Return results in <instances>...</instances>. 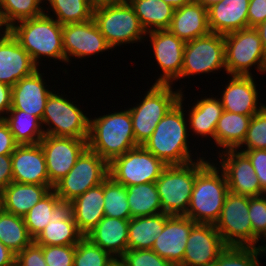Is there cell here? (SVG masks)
Wrapping results in <instances>:
<instances>
[{
    "mask_svg": "<svg viewBox=\"0 0 266 266\" xmlns=\"http://www.w3.org/2000/svg\"><path fill=\"white\" fill-rule=\"evenodd\" d=\"M184 91L179 100L169 109L158 122L150 138L142 145L147 151L153 153L166 165H184L203 158L198 154L192 159L188 141L190 134L187 114L183 103L186 99ZM186 116V117H185Z\"/></svg>",
    "mask_w": 266,
    "mask_h": 266,
    "instance_id": "6da1fadb",
    "label": "cell"
},
{
    "mask_svg": "<svg viewBox=\"0 0 266 266\" xmlns=\"http://www.w3.org/2000/svg\"><path fill=\"white\" fill-rule=\"evenodd\" d=\"M206 158L196 160V178L185 216L195 223L215 225L229 189L224 171Z\"/></svg>",
    "mask_w": 266,
    "mask_h": 266,
    "instance_id": "7a4b0ae2",
    "label": "cell"
},
{
    "mask_svg": "<svg viewBox=\"0 0 266 266\" xmlns=\"http://www.w3.org/2000/svg\"><path fill=\"white\" fill-rule=\"evenodd\" d=\"M90 118L88 149L97 153L108 164L116 157L138 147L134 138L132 119L128 108L120 112Z\"/></svg>",
    "mask_w": 266,
    "mask_h": 266,
    "instance_id": "3957f363",
    "label": "cell"
},
{
    "mask_svg": "<svg viewBox=\"0 0 266 266\" xmlns=\"http://www.w3.org/2000/svg\"><path fill=\"white\" fill-rule=\"evenodd\" d=\"M12 35L30 55L35 65L40 68L43 58L59 60L65 64L62 25L52 16L43 13L26 19L12 26Z\"/></svg>",
    "mask_w": 266,
    "mask_h": 266,
    "instance_id": "277c9868",
    "label": "cell"
},
{
    "mask_svg": "<svg viewBox=\"0 0 266 266\" xmlns=\"http://www.w3.org/2000/svg\"><path fill=\"white\" fill-rule=\"evenodd\" d=\"M93 20L112 49L146 39L147 33L128 1L95 7Z\"/></svg>",
    "mask_w": 266,
    "mask_h": 266,
    "instance_id": "5b68a950",
    "label": "cell"
},
{
    "mask_svg": "<svg viewBox=\"0 0 266 266\" xmlns=\"http://www.w3.org/2000/svg\"><path fill=\"white\" fill-rule=\"evenodd\" d=\"M182 88L174 91L172 84H154L146 91L142 101L129 107L134 138L142 146L154 132L158 122L179 100Z\"/></svg>",
    "mask_w": 266,
    "mask_h": 266,
    "instance_id": "8992f818",
    "label": "cell"
},
{
    "mask_svg": "<svg viewBox=\"0 0 266 266\" xmlns=\"http://www.w3.org/2000/svg\"><path fill=\"white\" fill-rule=\"evenodd\" d=\"M224 43L226 75L251 76L253 66L265 74L266 51L254 27L224 35Z\"/></svg>",
    "mask_w": 266,
    "mask_h": 266,
    "instance_id": "52a82bcc",
    "label": "cell"
},
{
    "mask_svg": "<svg viewBox=\"0 0 266 266\" xmlns=\"http://www.w3.org/2000/svg\"><path fill=\"white\" fill-rule=\"evenodd\" d=\"M69 100L63 94H56L54 90L49 95L41 119L44 134L88 139L90 117L84 114L80 106Z\"/></svg>",
    "mask_w": 266,
    "mask_h": 266,
    "instance_id": "ba28073f",
    "label": "cell"
},
{
    "mask_svg": "<svg viewBox=\"0 0 266 266\" xmlns=\"http://www.w3.org/2000/svg\"><path fill=\"white\" fill-rule=\"evenodd\" d=\"M196 178V160L184 165H167L155 181L162 213L185 216Z\"/></svg>",
    "mask_w": 266,
    "mask_h": 266,
    "instance_id": "9c48e42d",
    "label": "cell"
},
{
    "mask_svg": "<svg viewBox=\"0 0 266 266\" xmlns=\"http://www.w3.org/2000/svg\"><path fill=\"white\" fill-rule=\"evenodd\" d=\"M215 228L227 246L259 248L249 218V196L228 192Z\"/></svg>",
    "mask_w": 266,
    "mask_h": 266,
    "instance_id": "30bf717a",
    "label": "cell"
},
{
    "mask_svg": "<svg viewBox=\"0 0 266 266\" xmlns=\"http://www.w3.org/2000/svg\"><path fill=\"white\" fill-rule=\"evenodd\" d=\"M167 165L143 146L135 147L108 164L109 176L117 183L133 186L155 182Z\"/></svg>",
    "mask_w": 266,
    "mask_h": 266,
    "instance_id": "8fae6325",
    "label": "cell"
},
{
    "mask_svg": "<svg viewBox=\"0 0 266 266\" xmlns=\"http://www.w3.org/2000/svg\"><path fill=\"white\" fill-rule=\"evenodd\" d=\"M108 176V163L87 148L67 175L53 186V190L61 200L72 201L101 184Z\"/></svg>",
    "mask_w": 266,
    "mask_h": 266,
    "instance_id": "7c38bea8",
    "label": "cell"
},
{
    "mask_svg": "<svg viewBox=\"0 0 266 266\" xmlns=\"http://www.w3.org/2000/svg\"><path fill=\"white\" fill-rule=\"evenodd\" d=\"M225 66L224 35H208L185 42L180 79L221 71Z\"/></svg>",
    "mask_w": 266,
    "mask_h": 266,
    "instance_id": "4fadbf2b",
    "label": "cell"
},
{
    "mask_svg": "<svg viewBox=\"0 0 266 266\" xmlns=\"http://www.w3.org/2000/svg\"><path fill=\"white\" fill-rule=\"evenodd\" d=\"M45 155L50 186L60 181L88 148L87 139L45 135L39 143Z\"/></svg>",
    "mask_w": 266,
    "mask_h": 266,
    "instance_id": "5bb4252c",
    "label": "cell"
},
{
    "mask_svg": "<svg viewBox=\"0 0 266 266\" xmlns=\"http://www.w3.org/2000/svg\"><path fill=\"white\" fill-rule=\"evenodd\" d=\"M149 35V36H148ZM153 55L162 73L154 84H172L180 79L185 42L168 29L147 32Z\"/></svg>",
    "mask_w": 266,
    "mask_h": 266,
    "instance_id": "9a60e30c",
    "label": "cell"
},
{
    "mask_svg": "<svg viewBox=\"0 0 266 266\" xmlns=\"http://www.w3.org/2000/svg\"><path fill=\"white\" fill-rule=\"evenodd\" d=\"M62 36L67 65L71 57L85 59L112 50L93 19L62 25Z\"/></svg>",
    "mask_w": 266,
    "mask_h": 266,
    "instance_id": "2e32d148",
    "label": "cell"
},
{
    "mask_svg": "<svg viewBox=\"0 0 266 266\" xmlns=\"http://www.w3.org/2000/svg\"><path fill=\"white\" fill-rule=\"evenodd\" d=\"M219 166L225 173L229 192L249 197L266 194L259 184L258 177L249 158L237 149L217 152Z\"/></svg>",
    "mask_w": 266,
    "mask_h": 266,
    "instance_id": "e0dca14e",
    "label": "cell"
},
{
    "mask_svg": "<svg viewBox=\"0 0 266 266\" xmlns=\"http://www.w3.org/2000/svg\"><path fill=\"white\" fill-rule=\"evenodd\" d=\"M227 248L213 224L196 223L187 240L183 261L179 266H204L217 261Z\"/></svg>",
    "mask_w": 266,
    "mask_h": 266,
    "instance_id": "ac0fdd59",
    "label": "cell"
},
{
    "mask_svg": "<svg viewBox=\"0 0 266 266\" xmlns=\"http://www.w3.org/2000/svg\"><path fill=\"white\" fill-rule=\"evenodd\" d=\"M195 224L187 216L171 215L154 241L152 250L173 266H179L183 261L189 233Z\"/></svg>",
    "mask_w": 266,
    "mask_h": 266,
    "instance_id": "d6986e66",
    "label": "cell"
},
{
    "mask_svg": "<svg viewBox=\"0 0 266 266\" xmlns=\"http://www.w3.org/2000/svg\"><path fill=\"white\" fill-rule=\"evenodd\" d=\"M225 84L222 95L219 97L224 111L253 116L260 112L266 105L259 102V90L253 75H230ZM259 106H258V105Z\"/></svg>",
    "mask_w": 266,
    "mask_h": 266,
    "instance_id": "ffe728a7",
    "label": "cell"
},
{
    "mask_svg": "<svg viewBox=\"0 0 266 266\" xmlns=\"http://www.w3.org/2000/svg\"><path fill=\"white\" fill-rule=\"evenodd\" d=\"M38 68L31 75L22 78L12 87L11 109L22 110L42 119L49 95V85L43 79L45 73Z\"/></svg>",
    "mask_w": 266,
    "mask_h": 266,
    "instance_id": "44dd1931",
    "label": "cell"
},
{
    "mask_svg": "<svg viewBox=\"0 0 266 266\" xmlns=\"http://www.w3.org/2000/svg\"><path fill=\"white\" fill-rule=\"evenodd\" d=\"M13 182L50 185L46 160L41 145H18L11 154Z\"/></svg>",
    "mask_w": 266,
    "mask_h": 266,
    "instance_id": "7402d4cb",
    "label": "cell"
},
{
    "mask_svg": "<svg viewBox=\"0 0 266 266\" xmlns=\"http://www.w3.org/2000/svg\"><path fill=\"white\" fill-rule=\"evenodd\" d=\"M84 235L79 231L71 201L60 200L51 213L49 224L34 239L38 245H76Z\"/></svg>",
    "mask_w": 266,
    "mask_h": 266,
    "instance_id": "603a6c76",
    "label": "cell"
},
{
    "mask_svg": "<svg viewBox=\"0 0 266 266\" xmlns=\"http://www.w3.org/2000/svg\"><path fill=\"white\" fill-rule=\"evenodd\" d=\"M38 67L27 51L11 34L0 39V82L13 87L22 78L31 75Z\"/></svg>",
    "mask_w": 266,
    "mask_h": 266,
    "instance_id": "cb8c5ba5",
    "label": "cell"
},
{
    "mask_svg": "<svg viewBox=\"0 0 266 266\" xmlns=\"http://www.w3.org/2000/svg\"><path fill=\"white\" fill-rule=\"evenodd\" d=\"M250 0H225L207 8L210 32L226 35L248 28Z\"/></svg>",
    "mask_w": 266,
    "mask_h": 266,
    "instance_id": "d4e9b609",
    "label": "cell"
},
{
    "mask_svg": "<svg viewBox=\"0 0 266 266\" xmlns=\"http://www.w3.org/2000/svg\"><path fill=\"white\" fill-rule=\"evenodd\" d=\"M129 221L104 216L85 237L113 258H121L128 250Z\"/></svg>",
    "mask_w": 266,
    "mask_h": 266,
    "instance_id": "484cf974",
    "label": "cell"
},
{
    "mask_svg": "<svg viewBox=\"0 0 266 266\" xmlns=\"http://www.w3.org/2000/svg\"><path fill=\"white\" fill-rule=\"evenodd\" d=\"M168 30L184 42L208 35L207 8L192 1L175 9Z\"/></svg>",
    "mask_w": 266,
    "mask_h": 266,
    "instance_id": "4316f807",
    "label": "cell"
},
{
    "mask_svg": "<svg viewBox=\"0 0 266 266\" xmlns=\"http://www.w3.org/2000/svg\"><path fill=\"white\" fill-rule=\"evenodd\" d=\"M73 219L86 236L104 217V181L71 201Z\"/></svg>",
    "mask_w": 266,
    "mask_h": 266,
    "instance_id": "83f0119b",
    "label": "cell"
},
{
    "mask_svg": "<svg viewBox=\"0 0 266 266\" xmlns=\"http://www.w3.org/2000/svg\"><path fill=\"white\" fill-rule=\"evenodd\" d=\"M53 188L50 185L11 182L1 192L2 209L24 217Z\"/></svg>",
    "mask_w": 266,
    "mask_h": 266,
    "instance_id": "f1b7e54d",
    "label": "cell"
},
{
    "mask_svg": "<svg viewBox=\"0 0 266 266\" xmlns=\"http://www.w3.org/2000/svg\"><path fill=\"white\" fill-rule=\"evenodd\" d=\"M197 100V101H196ZM188 111V127L189 131L193 132L195 136L202 138H212L215 143V131L219 118L222 115L223 107L219 98L203 97L195 99Z\"/></svg>",
    "mask_w": 266,
    "mask_h": 266,
    "instance_id": "f546056e",
    "label": "cell"
},
{
    "mask_svg": "<svg viewBox=\"0 0 266 266\" xmlns=\"http://www.w3.org/2000/svg\"><path fill=\"white\" fill-rule=\"evenodd\" d=\"M170 216L160 213L131 218L128 229V249H152L154 241L163 231L165 222Z\"/></svg>",
    "mask_w": 266,
    "mask_h": 266,
    "instance_id": "4dcf8cb0",
    "label": "cell"
},
{
    "mask_svg": "<svg viewBox=\"0 0 266 266\" xmlns=\"http://www.w3.org/2000/svg\"><path fill=\"white\" fill-rule=\"evenodd\" d=\"M251 117L223 111L217 122L215 131L217 148L220 147V151L237 149L246 137Z\"/></svg>",
    "mask_w": 266,
    "mask_h": 266,
    "instance_id": "1f68e13d",
    "label": "cell"
},
{
    "mask_svg": "<svg viewBox=\"0 0 266 266\" xmlns=\"http://www.w3.org/2000/svg\"><path fill=\"white\" fill-rule=\"evenodd\" d=\"M147 32L168 29L175 9L163 0H127Z\"/></svg>",
    "mask_w": 266,
    "mask_h": 266,
    "instance_id": "d6a6232c",
    "label": "cell"
},
{
    "mask_svg": "<svg viewBox=\"0 0 266 266\" xmlns=\"http://www.w3.org/2000/svg\"><path fill=\"white\" fill-rule=\"evenodd\" d=\"M3 120L19 144H38L45 136L42 121L22 110H9Z\"/></svg>",
    "mask_w": 266,
    "mask_h": 266,
    "instance_id": "836d02e7",
    "label": "cell"
},
{
    "mask_svg": "<svg viewBox=\"0 0 266 266\" xmlns=\"http://www.w3.org/2000/svg\"><path fill=\"white\" fill-rule=\"evenodd\" d=\"M131 218L162 213L155 182L126 186Z\"/></svg>",
    "mask_w": 266,
    "mask_h": 266,
    "instance_id": "e575fe53",
    "label": "cell"
},
{
    "mask_svg": "<svg viewBox=\"0 0 266 266\" xmlns=\"http://www.w3.org/2000/svg\"><path fill=\"white\" fill-rule=\"evenodd\" d=\"M33 241L23 217L0 210V242L17 255Z\"/></svg>",
    "mask_w": 266,
    "mask_h": 266,
    "instance_id": "d590c367",
    "label": "cell"
},
{
    "mask_svg": "<svg viewBox=\"0 0 266 266\" xmlns=\"http://www.w3.org/2000/svg\"><path fill=\"white\" fill-rule=\"evenodd\" d=\"M44 2V5L47 3L50 6L44 7L47 8L44 13L52 16L61 25L82 23L93 19L94 7L89 0H44Z\"/></svg>",
    "mask_w": 266,
    "mask_h": 266,
    "instance_id": "8d00e7d4",
    "label": "cell"
},
{
    "mask_svg": "<svg viewBox=\"0 0 266 266\" xmlns=\"http://www.w3.org/2000/svg\"><path fill=\"white\" fill-rule=\"evenodd\" d=\"M104 216L118 219H131L127 199V189L110 176L104 180Z\"/></svg>",
    "mask_w": 266,
    "mask_h": 266,
    "instance_id": "74e56055",
    "label": "cell"
},
{
    "mask_svg": "<svg viewBox=\"0 0 266 266\" xmlns=\"http://www.w3.org/2000/svg\"><path fill=\"white\" fill-rule=\"evenodd\" d=\"M60 200L61 199L52 189L23 217L28 233L33 239H35L49 224V221L51 220V213L54 211L55 205Z\"/></svg>",
    "mask_w": 266,
    "mask_h": 266,
    "instance_id": "f35d334b",
    "label": "cell"
},
{
    "mask_svg": "<svg viewBox=\"0 0 266 266\" xmlns=\"http://www.w3.org/2000/svg\"><path fill=\"white\" fill-rule=\"evenodd\" d=\"M43 5L44 0H0V7L12 26L19 21L42 15L45 9Z\"/></svg>",
    "mask_w": 266,
    "mask_h": 266,
    "instance_id": "ab89813d",
    "label": "cell"
},
{
    "mask_svg": "<svg viewBox=\"0 0 266 266\" xmlns=\"http://www.w3.org/2000/svg\"><path fill=\"white\" fill-rule=\"evenodd\" d=\"M260 256L266 252L258 247L227 246L216 262L219 266H261Z\"/></svg>",
    "mask_w": 266,
    "mask_h": 266,
    "instance_id": "60d3db41",
    "label": "cell"
},
{
    "mask_svg": "<svg viewBox=\"0 0 266 266\" xmlns=\"http://www.w3.org/2000/svg\"><path fill=\"white\" fill-rule=\"evenodd\" d=\"M114 258L85 236L76 244L73 266H108Z\"/></svg>",
    "mask_w": 266,
    "mask_h": 266,
    "instance_id": "b9f144b4",
    "label": "cell"
},
{
    "mask_svg": "<svg viewBox=\"0 0 266 266\" xmlns=\"http://www.w3.org/2000/svg\"><path fill=\"white\" fill-rule=\"evenodd\" d=\"M257 149L266 150V106L251 117L246 137L237 148L240 152Z\"/></svg>",
    "mask_w": 266,
    "mask_h": 266,
    "instance_id": "7bdbcfd3",
    "label": "cell"
},
{
    "mask_svg": "<svg viewBox=\"0 0 266 266\" xmlns=\"http://www.w3.org/2000/svg\"><path fill=\"white\" fill-rule=\"evenodd\" d=\"M120 259L125 263V266H173L152 249H128Z\"/></svg>",
    "mask_w": 266,
    "mask_h": 266,
    "instance_id": "ee69618b",
    "label": "cell"
},
{
    "mask_svg": "<svg viewBox=\"0 0 266 266\" xmlns=\"http://www.w3.org/2000/svg\"><path fill=\"white\" fill-rule=\"evenodd\" d=\"M249 218L253 234L260 240L266 234V194L249 197Z\"/></svg>",
    "mask_w": 266,
    "mask_h": 266,
    "instance_id": "f6af8a7d",
    "label": "cell"
},
{
    "mask_svg": "<svg viewBox=\"0 0 266 266\" xmlns=\"http://www.w3.org/2000/svg\"><path fill=\"white\" fill-rule=\"evenodd\" d=\"M40 246L47 266H73L76 245Z\"/></svg>",
    "mask_w": 266,
    "mask_h": 266,
    "instance_id": "bcb514c9",
    "label": "cell"
},
{
    "mask_svg": "<svg viewBox=\"0 0 266 266\" xmlns=\"http://www.w3.org/2000/svg\"><path fill=\"white\" fill-rule=\"evenodd\" d=\"M15 263L18 266H47L42 247L34 241L16 255Z\"/></svg>",
    "mask_w": 266,
    "mask_h": 266,
    "instance_id": "7dc6e473",
    "label": "cell"
},
{
    "mask_svg": "<svg viewBox=\"0 0 266 266\" xmlns=\"http://www.w3.org/2000/svg\"><path fill=\"white\" fill-rule=\"evenodd\" d=\"M242 152L249 158L258 177L261 189L266 193V150H243Z\"/></svg>",
    "mask_w": 266,
    "mask_h": 266,
    "instance_id": "c3c4849f",
    "label": "cell"
},
{
    "mask_svg": "<svg viewBox=\"0 0 266 266\" xmlns=\"http://www.w3.org/2000/svg\"><path fill=\"white\" fill-rule=\"evenodd\" d=\"M266 20V0H250L248 7V28L256 27Z\"/></svg>",
    "mask_w": 266,
    "mask_h": 266,
    "instance_id": "681fc988",
    "label": "cell"
},
{
    "mask_svg": "<svg viewBox=\"0 0 266 266\" xmlns=\"http://www.w3.org/2000/svg\"><path fill=\"white\" fill-rule=\"evenodd\" d=\"M18 145L7 123L0 119V155L12 154Z\"/></svg>",
    "mask_w": 266,
    "mask_h": 266,
    "instance_id": "f907efd6",
    "label": "cell"
},
{
    "mask_svg": "<svg viewBox=\"0 0 266 266\" xmlns=\"http://www.w3.org/2000/svg\"><path fill=\"white\" fill-rule=\"evenodd\" d=\"M13 181L11 154L0 155V191Z\"/></svg>",
    "mask_w": 266,
    "mask_h": 266,
    "instance_id": "816d5d0a",
    "label": "cell"
},
{
    "mask_svg": "<svg viewBox=\"0 0 266 266\" xmlns=\"http://www.w3.org/2000/svg\"><path fill=\"white\" fill-rule=\"evenodd\" d=\"M11 95L12 87L0 82V119H3L11 109Z\"/></svg>",
    "mask_w": 266,
    "mask_h": 266,
    "instance_id": "f5cc1de1",
    "label": "cell"
},
{
    "mask_svg": "<svg viewBox=\"0 0 266 266\" xmlns=\"http://www.w3.org/2000/svg\"><path fill=\"white\" fill-rule=\"evenodd\" d=\"M16 255L0 242V266H13Z\"/></svg>",
    "mask_w": 266,
    "mask_h": 266,
    "instance_id": "db71d44e",
    "label": "cell"
},
{
    "mask_svg": "<svg viewBox=\"0 0 266 266\" xmlns=\"http://www.w3.org/2000/svg\"><path fill=\"white\" fill-rule=\"evenodd\" d=\"M12 34V25L8 22L6 15L0 7V39L6 38Z\"/></svg>",
    "mask_w": 266,
    "mask_h": 266,
    "instance_id": "11a10c76",
    "label": "cell"
},
{
    "mask_svg": "<svg viewBox=\"0 0 266 266\" xmlns=\"http://www.w3.org/2000/svg\"><path fill=\"white\" fill-rule=\"evenodd\" d=\"M255 29L258 31L264 50L266 51V20L258 24Z\"/></svg>",
    "mask_w": 266,
    "mask_h": 266,
    "instance_id": "9f6ffc18",
    "label": "cell"
},
{
    "mask_svg": "<svg viewBox=\"0 0 266 266\" xmlns=\"http://www.w3.org/2000/svg\"><path fill=\"white\" fill-rule=\"evenodd\" d=\"M89 1L91 5L95 8L103 5L118 4L125 2L127 0H89Z\"/></svg>",
    "mask_w": 266,
    "mask_h": 266,
    "instance_id": "6f0895ef",
    "label": "cell"
},
{
    "mask_svg": "<svg viewBox=\"0 0 266 266\" xmlns=\"http://www.w3.org/2000/svg\"><path fill=\"white\" fill-rule=\"evenodd\" d=\"M168 5L172 6L174 9L180 8L185 4L192 2L193 0H163Z\"/></svg>",
    "mask_w": 266,
    "mask_h": 266,
    "instance_id": "680465c9",
    "label": "cell"
},
{
    "mask_svg": "<svg viewBox=\"0 0 266 266\" xmlns=\"http://www.w3.org/2000/svg\"><path fill=\"white\" fill-rule=\"evenodd\" d=\"M193 1L198 2L202 6L208 8V7L212 6L215 3H218L220 1H225V0H193Z\"/></svg>",
    "mask_w": 266,
    "mask_h": 266,
    "instance_id": "91938a15",
    "label": "cell"
},
{
    "mask_svg": "<svg viewBox=\"0 0 266 266\" xmlns=\"http://www.w3.org/2000/svg\"><path fill=\"white\" fill-rule=\"evenodd\" d=\"M108 266H125V263L120 258H114Z\"/></svg>",
    "mask_w": 266,
    "mask_h": 266,
    "instance_id": "94428289",
    "label": "cell"
},
{
    "mask_svg": "<svg viewBox=\"0 0 266 266\" xmlns=\"http://www.w3.org/2000/svg\"><path fill=\"white\" fill-rule=\"evenodd\" d=\"M264 239V240H263ZM259 248L266 252V234L259 240ZM263 243V244H262Z\"/></svg>",
    "mask_w": 266,
    "mask_h": 266,
    "instance_id": "6125c7cd",
    "label": "cell"
},
{
    "mask_svg": "<svg viewBox=\"0 0 266 266\" xmlns=\"http://www.w3.org/2000/svg\"><path fill=\"white\" fill-rule=\"evenodd\" d=\"M204 266H219V264L215 261L213 263H210V264H206Z\"/></svg>",
    "mask_w": 266,
    "mask_h": 266,
    "instance_id": "be15d7a7",
    "label": "cell"
},
{
    "mask_svg": "<svg viewBox=\"0 0 266 266\" xmlns=\"http://www.w3.org/2000/svg\"><path fill=\"white\" fill-rule=\"evenodd\" d=\"M2 209V202H1V191H0V210Z\"/></svg>",
    "mask_w": 266,
    "mask_h": 266,
    "instance_id": "e7e4bbea",
    "label": "cell"
}]
</instances>
